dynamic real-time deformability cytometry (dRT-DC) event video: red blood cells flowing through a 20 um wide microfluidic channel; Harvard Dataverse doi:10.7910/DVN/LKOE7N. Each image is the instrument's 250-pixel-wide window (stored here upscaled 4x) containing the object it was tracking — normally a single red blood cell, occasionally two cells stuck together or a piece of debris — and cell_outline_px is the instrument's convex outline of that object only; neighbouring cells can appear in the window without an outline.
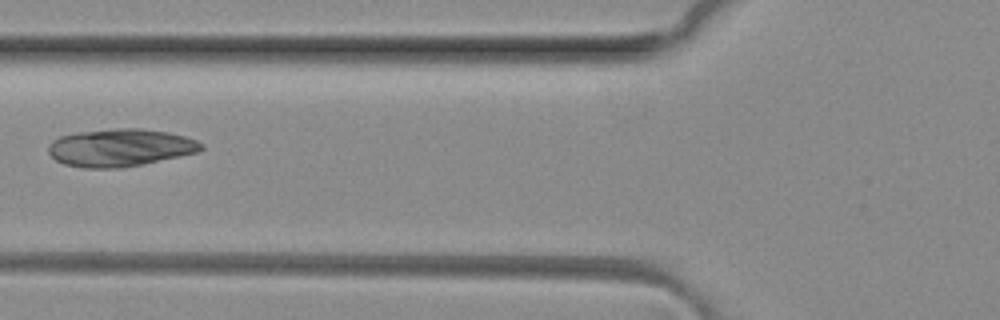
{"species": "common noctule bat (a hibernating species)", "species_latin": "Nyctalus noctula", "temperature_condition": "room temperature", "stored_images_in_passage": 4, "camera_frame_rate_fps": 3000, "um_per_image_px": 0.085, "animal": {"sex": "female", "body_mass_g": 29.2, "forearm_length_mm": 56.3}, "frame": {"image": 1, "passage_image": 4, "time_ms": 1.0, "image_size_px": [1000, 320], "cell_outline_px": [[204, 148], [196, 152], [180, 156], [144, 164], [120, 168], [84, 168], [64, 164], [56, 160], [48, 152], [48, 144], [52, 140], [60, 136], [80, 132], [116, 128], [140, 128], [168, 132], [184, 136], [196, 140], [204, 144]], "centroid_in_image_um": [10.21, 12.55], "position_along_channel_um": 115.6, "area_um2": 33.52}}